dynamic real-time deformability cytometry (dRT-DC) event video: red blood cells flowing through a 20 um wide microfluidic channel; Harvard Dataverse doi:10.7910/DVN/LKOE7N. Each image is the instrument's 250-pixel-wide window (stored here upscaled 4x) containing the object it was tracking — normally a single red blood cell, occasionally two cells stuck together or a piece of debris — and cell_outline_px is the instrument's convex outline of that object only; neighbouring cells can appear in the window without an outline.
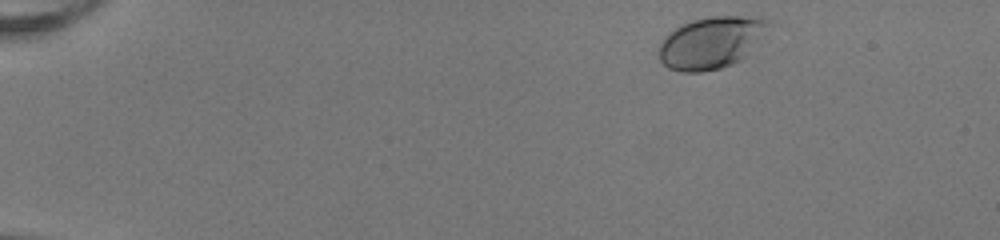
{"species": "human", "species_latin": "Homo sapiens", "temperature_condition": "room temperature", "stored_images_in_passage": 46, "camera_frame_rate_fps": 3000, "um_per_image_px": 0.085, "donor": {"sex": "female"}, "frame": {"image": 1, "passage_image": 2, "time_ms": 0.333, "image_size_px": [1000, 240], "cell_outline_px": [[772, 24], [748, 52], [740, 60], [732, 64], [720, 68], [700, 72], [680, 72], [668, 68], [660, 60], [656, 52], [664, 36], [668, 32], [680, 24], [692, 20], [712, 16], [760, 16], [772, 20]], "centroid_in_image_um": [60.42, 3.6], "position_along_channel_um": 24.6, "area_um2": 33.47}}
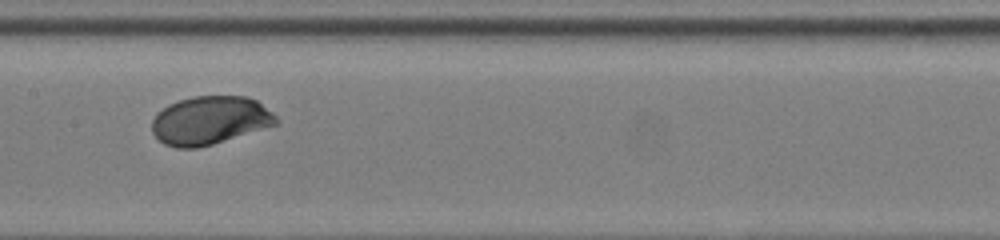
{"frame": {"image": 2, "passage_image": 23, "time_ms": 7.333, "image_size_px": [1000, 240], "cell_outline_px": [[280, 124], [212, 144], [196, 148], [176, 148], [164, 144], [152, 132], [152, 120], [156, 112], [168, 104], [192, 96], [244, 96], [256, 100], [272, 112], [280, 120]], "centroid_in_image_um": [17.84, 10.23], "position_along_channel_um": 189.6, "area_um2": 35.14}}
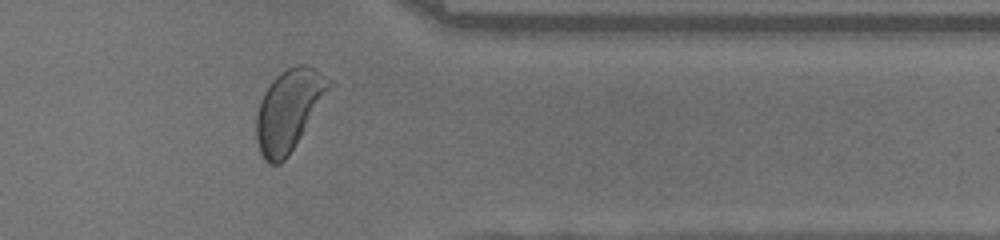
{"frame": {"image": 3, "passage_image": 38, "time_ms": 12.333, "image_size_px": [1000, 240], "cell_outline_px": [[336, 84], [288, 156], [280, 164], [268, 164], [264, 160], [260, 152], [256, 140], [256, 116], [260, 100], [264, 92], [272, 80], [280, 72], [296, 64], [304, 64], [312, 68], [332, 80]], "centroid_in_image_um": [24.58, 9.35], "position_along_channel_um": 386.8, "area_um2": 34.8}, "authors_computed_cell_mechanics": {"area_um2": 34.3332, "velocity_mm_per_s": 4.0485, "shape_relaxation_time_tau1_ms": 1.5509, "shape_relaxation_time_tau2_ms": null, "deformation_change_tau1": 0.1107, "deformation_change_tau2": null}}